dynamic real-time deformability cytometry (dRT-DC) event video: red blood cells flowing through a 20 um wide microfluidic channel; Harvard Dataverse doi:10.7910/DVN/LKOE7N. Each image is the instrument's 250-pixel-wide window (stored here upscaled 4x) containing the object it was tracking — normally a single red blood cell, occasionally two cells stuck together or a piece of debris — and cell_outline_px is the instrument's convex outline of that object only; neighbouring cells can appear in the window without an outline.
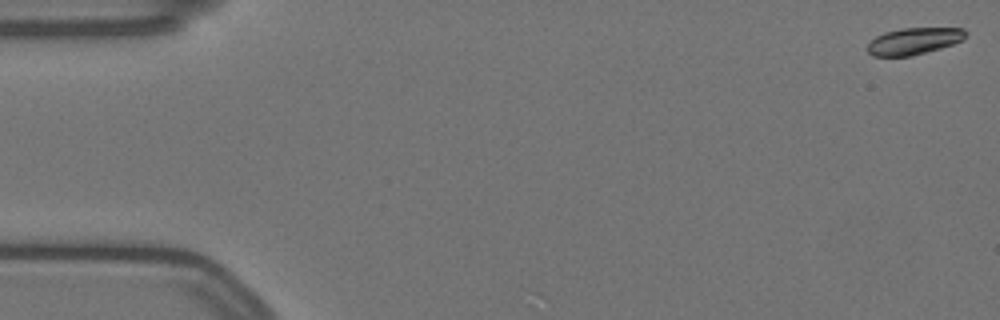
{"species": "Egyptian fruit bat (a non-hibernating species)", "species_latin": "Rousettus aegyptiacus", "temperature_condition": "warm", "stored_images_in_passage": 17, "camera_frame_rate_fps": 3000, "um_per_image_px": 0.085, "animal": {"sex": "female"}, "frame": {"image": 1, "passage_image": 1, "time_ms": 0.0, "image_size_px": [1000, 320], "cell_outline_px": [[968, 32], [964, 40], [940, 48], [912, 56], [872, 56], [868, 52], [868, 44], [876, 36], [884, 32], [900, 28], [964, 28]], "centroid_in_image_um": [77.7, 3.48], "position_along_channel_um": 7.3, "area_um2": 15.37}}
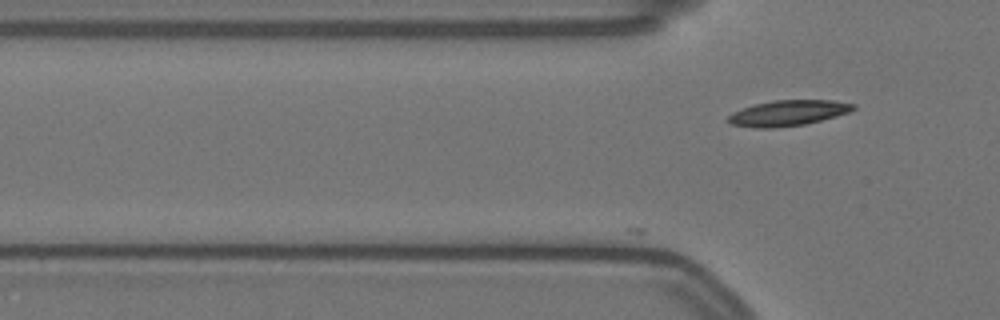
{"frame": {"image": 2, "passage_image": 17, "time_ms": 5.333, "image_size_px": [1000, 320], "cell_outline_px": [[856, 108], [848, 112], [836, 116], [804, 124], [776, 128], [752, 128], [732, 124], [724, 120], [732, 112], [756, 104], [772, 100], [832, 100], [856, 104]], "centroid_in_image_um": [66.95, 9.61], "position_along_channel_um": 58.8, "area_um2": 18.67}}